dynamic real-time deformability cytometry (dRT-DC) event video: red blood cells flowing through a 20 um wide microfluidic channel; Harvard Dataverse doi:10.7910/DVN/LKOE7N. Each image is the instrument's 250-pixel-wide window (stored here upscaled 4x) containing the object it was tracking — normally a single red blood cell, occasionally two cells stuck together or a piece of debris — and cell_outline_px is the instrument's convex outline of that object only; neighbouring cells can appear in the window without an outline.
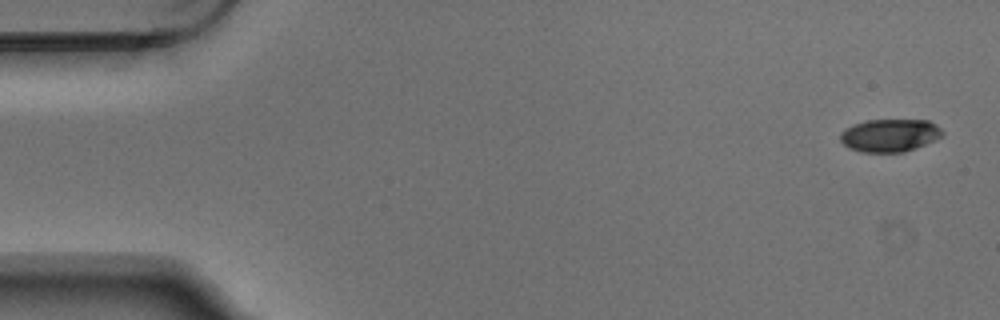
{"species": "Egyptian fruit bat (a non-hibernating species)", "species_latin": "Rousettus aegyptiacus", "temperature_condition": "warm", "stored_images_in_passage": 5, "camera_frame_rate_fps": 3000, "um_per_image_px": 0.085, "animal": {"sex": "male"}, "frame": {"image": 1, "passage_image": 1, "time_ms": 0.0, "image_size_px": [1000, 320], "cell_outline_px": [[944, 136], [936, 140], [916, 148], [904, 152], [860, 152], [848, 148], [840, 140], [840, 132], [852, 124], [868, 120], [928, 120], [936, 124], [944, 132]], "centroid_in_image_um": [75.64, 11.51], "position_along_channel_um": 9.4, "area_um2": 19.77}}
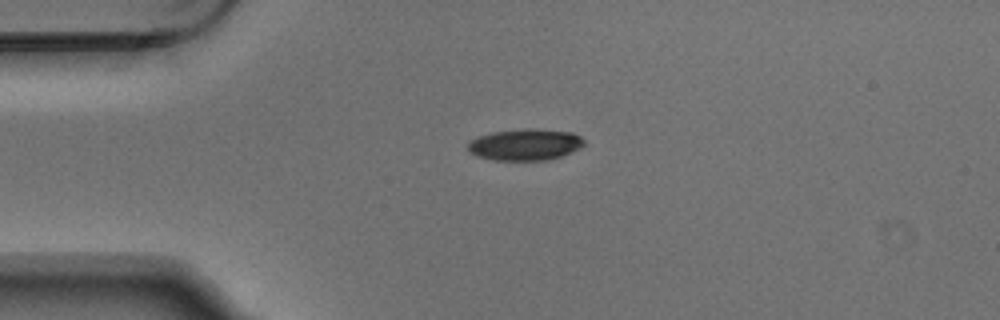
{"frame": {"image": 2, "passage_image": 4, "time_ms": 1.0, "image_size_px": [1000, 320], "cell_outline_px": [[584, 144], [580, 148], [560, 156], [548, 160], [492, 160], [476, 156], [468, 152], [468, 144], [472, 140], [480, 136], [492, 132], [528, 128], [536, 128], [572, 132], [580, 136], [584, 140]], "centroid_in_image_um": [44.64, 12.29], "position_along_channel_um": 40.4, "area_um2": 21.33}}